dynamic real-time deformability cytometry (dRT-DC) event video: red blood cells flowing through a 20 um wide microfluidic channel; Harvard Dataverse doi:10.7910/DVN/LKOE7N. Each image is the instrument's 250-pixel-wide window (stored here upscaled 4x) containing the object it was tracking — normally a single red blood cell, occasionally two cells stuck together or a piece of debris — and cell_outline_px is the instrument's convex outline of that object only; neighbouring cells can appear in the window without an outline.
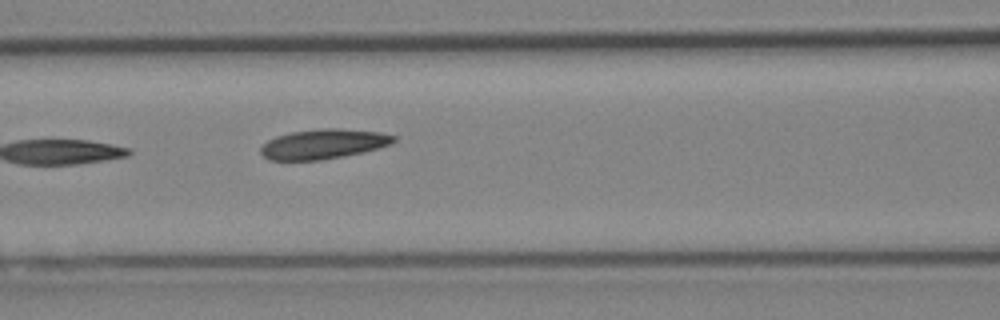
{"species": "Egyptian fruit bat (a non-hibernating species)", "species_latin": "Rousettus aegyptiacus", "temperature_condition": "cold", "stored_images_in_passage": 4, "camera_frame_rate_fps": 3000, "um_per_image_px": 0.085, "animal": {"sex": "female"}, "frame": {"image": 1, "passage_image": 4, "time_ms": 1.0, "image_size_px": [1000, 320], "cell_outline_px": [[396, 140], [388, 144], [376, 148], [344, 156], [320, 160], [268, 160], [260, 152], [260, 148], [268, 140], [276, 136], [292, 132], [320, 128], [340, 128], [380, 132], [396, 136]], "centroid_in_image_um": [27.45, 12.23], "position_along_channel_um": 139.1, "area_um2": 22.89}}